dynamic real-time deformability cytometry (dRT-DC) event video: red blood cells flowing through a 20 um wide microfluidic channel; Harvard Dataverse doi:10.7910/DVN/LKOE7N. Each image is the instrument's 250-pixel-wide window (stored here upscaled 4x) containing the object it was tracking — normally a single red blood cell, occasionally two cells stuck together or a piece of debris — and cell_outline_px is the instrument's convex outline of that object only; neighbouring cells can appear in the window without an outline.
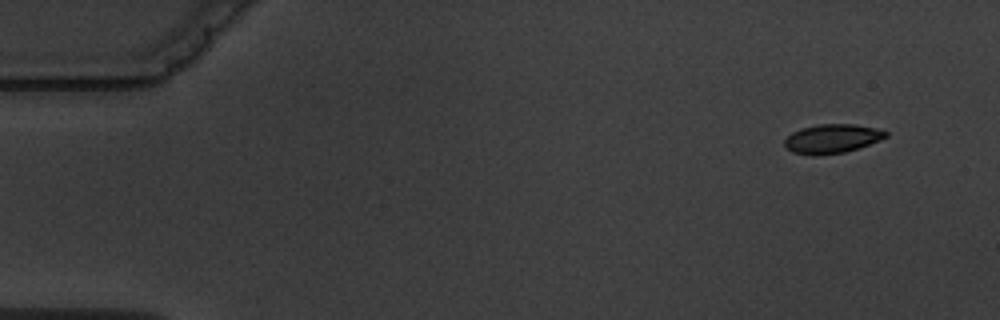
{"species": "common noctule bat (a hibernating species)", "species_latin": "Nyctalus noctula", "temperature_condition": "warm", "stored_images_in_passage": 8, "camera_frame_rate_fps": 3000, "um_per_image_px": 0.085, "animal": {"sex": "male", "body_mass_g": 19.5, "forearm_length_mm": 54.6}, "frame": {"image": 1, "passage_image": 1, "time_ms": 0.0, "image_size_px": [1000, 320], "cell_outline_px": [[888, 136], [880, 140], [844, 152], [820, 156], [812, 156], [792, 152], [784, 144], [784, 140], [792, 132], [800, 128], [816, 124], [856, 124], [876, 128], [888, 132]], "centroid_in_image_um": [70.7, 11.78], "position_along_channel_um": 14.3, "area_um2": 17.22}}
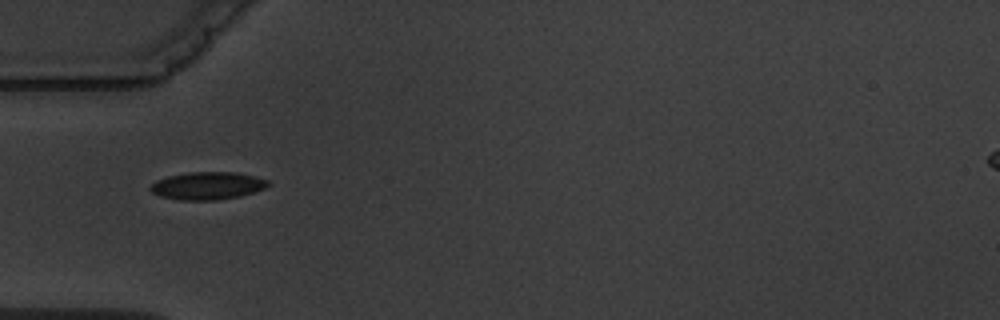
{"frame": {"image": 2, "passage_image": 5, "time_ms": 4.667, "image_size_px": [1000, 320], "cell_outline_px": [[272, 184], [264, 188], [240, 196], [216, 200], [176, 200], [160, 196], [152, 192], [148, 188], [156, 180], [168, 176], [188, 172], [236, 172], [256, 176], [268, 180]], "centroid_in_image_um": [17.63, 15.78], "position_along_channel_um": 67.4, "area_um2": 19.07}}
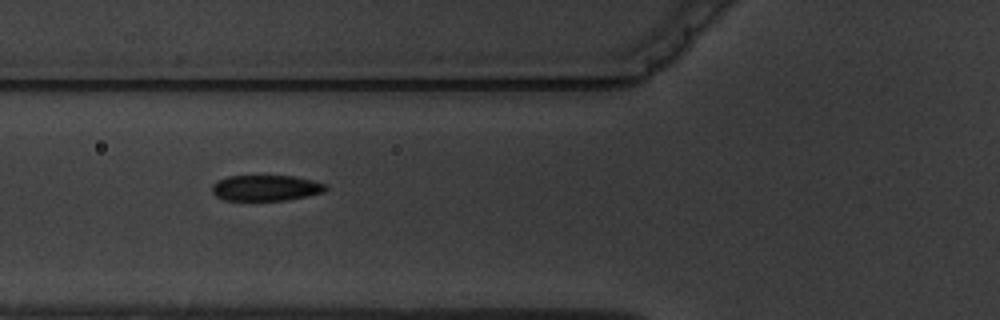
{"frame": {"image": 3, "passage_image": 6, "time_ms": 5.667, "image_size_px": [1000, 320], "cell_outline_px": [[328, 188], [324, 192], [308, 196], [288, 200], [224, 200], [216, 196], [212, 192], [212, 184], [216, 180], [228, 176], [292, 176], [312, 180], [328, 184]], "centroid_in_image_um": [22.61, 15.97], "position_along_channel_um": 103.2, "area_um2": 17.22}}